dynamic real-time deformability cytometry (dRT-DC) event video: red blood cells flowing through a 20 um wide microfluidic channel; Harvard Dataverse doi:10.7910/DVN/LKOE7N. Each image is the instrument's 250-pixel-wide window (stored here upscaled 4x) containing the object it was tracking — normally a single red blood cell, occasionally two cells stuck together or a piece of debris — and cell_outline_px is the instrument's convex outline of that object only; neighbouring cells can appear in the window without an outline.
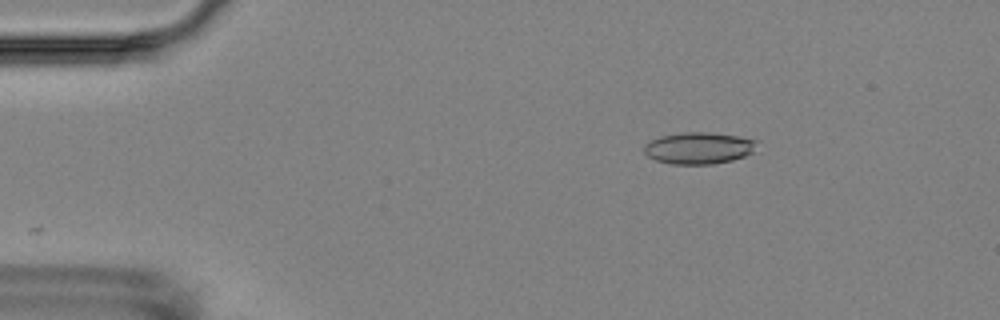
{"species": "Egyptian fruit bat (a non-hibernating species)", "species_latin": "Rousettus aegyptiacus", "temperature_condition": "room temperature", "stored_images_in_passage": 4, "camera_frame_rate_fps": 3000, "um_per_image_px": 0.085, "animal": {"sex": "female"}, "frame": {"image": 1, "passage_image": 2, "time_ms": 2.333, "image_size_px": [1000, 320], "cell_outline_px": [[760, 140], [752, 152], [744, 156], [732, 160], [712, 164], [672, 164], [656, 160], [648, 156], [644, 152], [644, 144], [660, 136], [680, 132], [708, 132], [740, 136]], "centroid_in_image_um": [59.41, 12.57], "position_along_channel_um": 25.6, "area_um2": 20.98}}